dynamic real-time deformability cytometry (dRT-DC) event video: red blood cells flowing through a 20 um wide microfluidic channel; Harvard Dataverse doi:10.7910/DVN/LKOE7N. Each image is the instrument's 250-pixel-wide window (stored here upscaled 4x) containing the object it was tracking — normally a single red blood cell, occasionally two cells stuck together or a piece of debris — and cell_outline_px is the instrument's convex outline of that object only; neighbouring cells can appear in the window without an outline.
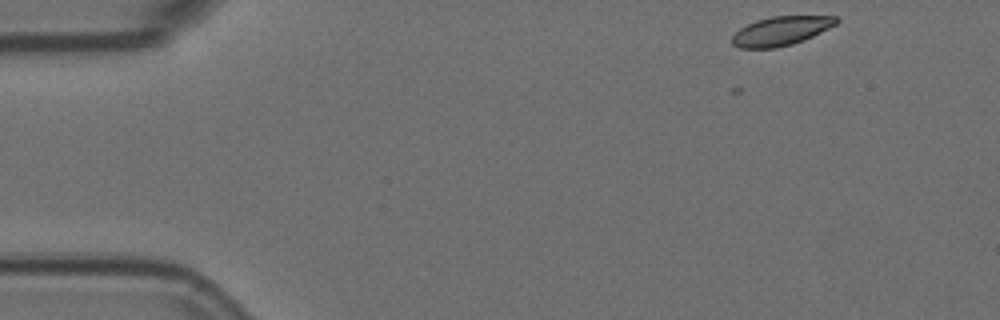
{"species": "Egyptian fruit bat (a non-hibernating species)", "species_latin": "Rousettus aegyptiacus", "temperature_condition": "room temperature", "stored_images_in_passage": 4, "camera_frame_rate_fps": 3000, "um_per_image_px": 0.085, "animal": {"sex": "female"}, "frame": {"image": 1, "passage_image": 1, "time_ms": 0.0, "image_size_px": [1000, 320], "cell_outline_px": [[840, 20], [836, 24], [804, 40], [792, 44], [776, 48], [740, 48], [732, 44], [732, 36], [740, 28], [756, 20], [772, 16], [836, 16]], "centroid_in_image_um": [66.37, 2.63], "position_along_channel_um": 18.6, "area_um2": 17.51}}